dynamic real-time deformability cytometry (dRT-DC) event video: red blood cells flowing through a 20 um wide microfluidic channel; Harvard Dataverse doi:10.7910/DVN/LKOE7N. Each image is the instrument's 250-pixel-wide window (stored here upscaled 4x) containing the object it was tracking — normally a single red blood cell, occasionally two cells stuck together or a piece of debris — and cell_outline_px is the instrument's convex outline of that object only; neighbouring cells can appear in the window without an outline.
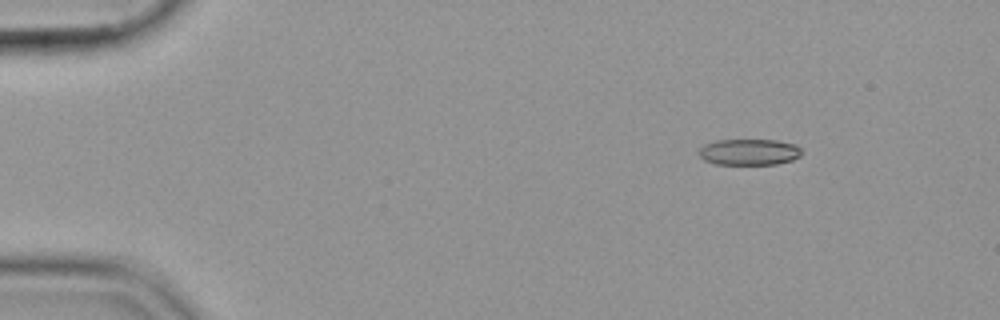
{"species": "common noctule bat (a hibernating species)", "species_latin": "Nyctalus noctula", "temperature_condition": "cold", "stored_images_in_passage": 55, "camera_frame_rate_fps": 3000, "um_per_image_px": 0.085, "animal": {"sex": "female", "body_mass_g": 19.9}, "frame": {"image": 1, "passage_image": 7, "time_ms": 2.0, "image_size_px": [1000, 320], "cell_outline_px": [[800, 156], [792, 160], [776, 164], [716, 164], [704, 160], [696, 152], [704, 144], [716, 140], [776, 140], [796, 144], [800, 148]], "centroid_in_image_um": [63.65, 12.91], "position_along_channel_um": 21.4, "area_um2": 15.72}}
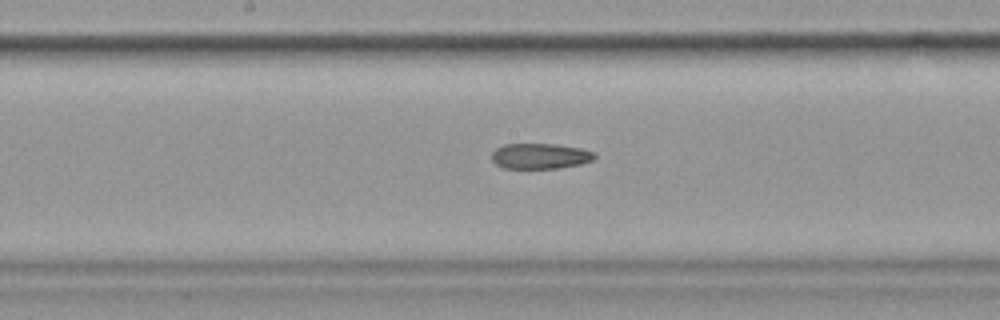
{"frame": {"image": 2, "passage_image": 29, "time_ms": 9.333, "image_size_px": [1000, 320], "cell_outline_px": [[596, 156], [592, 160], [580, 164], [560, 168], [504, 168], [496, 164], [492, 160], [492, 152], [496, 148], [504, 144], [556, 144], [580, 148], [596, 152]], "centroid_in_image_um": [45.92, 13.26], "position_along_channel_um": 202.3, "area_um2": 15.32}}
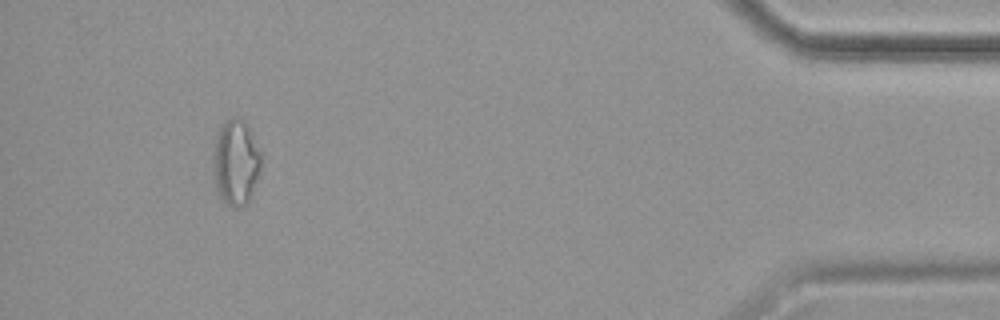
{"frame": {"image": 3, "passage_image": 51, "time_ms": 16.667, "image_size_px": [1000, 320], "cell_outline_px": [[260, 172], [248, 204], [228, 204], [220, 196], [216, 188], [212, 160], [212, 156], [216, 136], [220, 128], [232, 116], [240, 116], [248, 124], [260, 152]], "centroid_in_image_um": [20.05, 13.74], "position_along_channel_um": 415.2, "area_um2": 23.7}}